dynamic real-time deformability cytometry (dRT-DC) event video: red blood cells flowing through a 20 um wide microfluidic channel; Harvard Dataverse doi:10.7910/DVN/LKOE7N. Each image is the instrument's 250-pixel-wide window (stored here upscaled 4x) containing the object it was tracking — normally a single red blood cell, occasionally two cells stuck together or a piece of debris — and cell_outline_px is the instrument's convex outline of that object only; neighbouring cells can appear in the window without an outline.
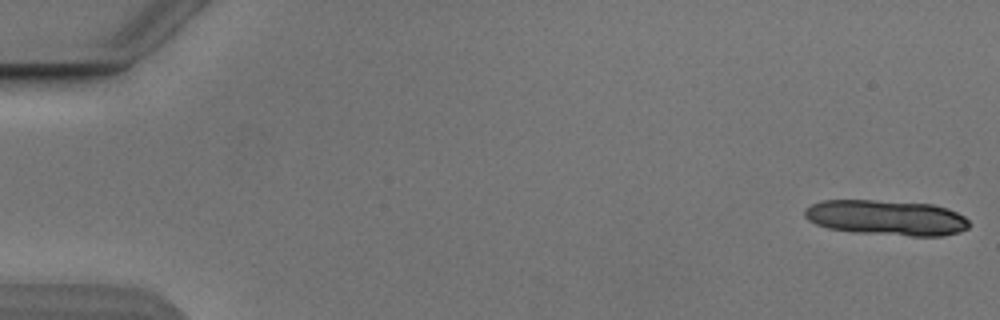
{"species": "Egyptian fruit bat (a non-hibernating species)", "species_latin": "Rousettus aegyptiacus", "temperature_condition": "cold", "stored_images_in_passage": 15, "camera_frame_rate_fps": 3000, "um_per_image_px": 0.085, "animal": {"sex": "male"}, "frame": {"image": 1, "passage_image": 1, "time_ms": 0.0, "image_size_px": [1000, 320], "cell_outline_px": [[968, 228], [960, 232], [944, 236], [912, 236], [852, 232], [828, 228], [816, 224], [808, 220], [804, 216], [804, 208], [812, 204], [824, 200], [872, 200], [932, 204], [948, 208], [964, 216], [968, 220]], "centroid_in_image_um": [75.35, 18.51], "position_along_channel_um": 9.7, "area_um2": 33.99}}